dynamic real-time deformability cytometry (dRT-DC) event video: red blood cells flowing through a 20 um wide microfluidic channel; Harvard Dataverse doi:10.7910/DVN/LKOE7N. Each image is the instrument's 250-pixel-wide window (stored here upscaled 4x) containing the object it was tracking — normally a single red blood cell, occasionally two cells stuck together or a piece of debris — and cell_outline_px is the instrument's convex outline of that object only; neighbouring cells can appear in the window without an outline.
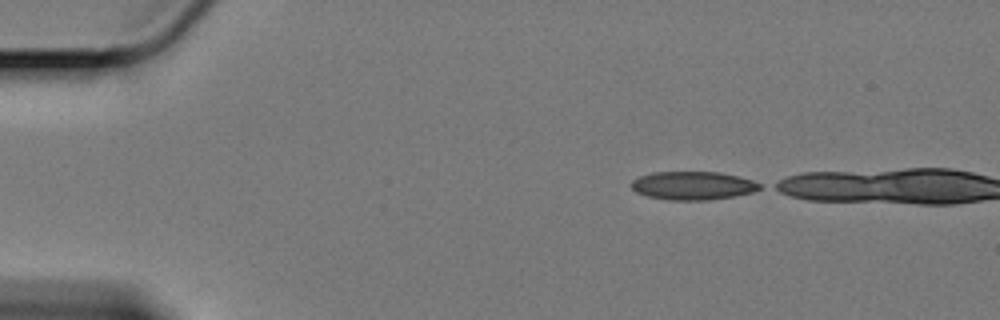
{"species": "Egyptian fruit bat (a non-hibernating species)", "species_latin": "Rousettus aegyptiacus", "temperature_condition": "cold", "stored_images_in_passage": 3, "camera_frame_rate_fps": 3000, "um_per_image_px": 0.085, "animal": {"sex": "female"}, "frame": {"image": 1, "passage_image": 1, "time_ms": 0.0, "image_size_px": [1000, 320], "cell_outline_px": [[760, 188], [752, 192], [732, 196], [708, 200], [668, 200], [648, 196], [636, 192], [632, 188], [632, 180], [640, 176], [652, 172], [720, 172], [752, 180], [760, 184]], "centroid_in_image_um": [58.86, 15.77], "position_along_channel_um": 26.1, "area_um2": 20.98}}